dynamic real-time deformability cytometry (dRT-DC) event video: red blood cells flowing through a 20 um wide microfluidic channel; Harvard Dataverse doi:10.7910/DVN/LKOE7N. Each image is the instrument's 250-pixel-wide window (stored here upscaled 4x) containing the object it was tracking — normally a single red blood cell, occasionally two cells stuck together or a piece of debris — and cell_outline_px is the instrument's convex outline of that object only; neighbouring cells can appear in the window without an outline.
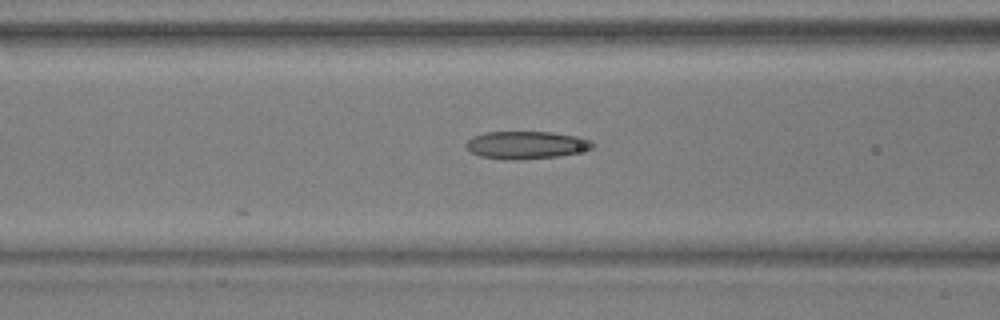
{"species": "common noctule bat (a hibernating species)", "species_latin": "Nyctalus noctula", "temperature_condition": "warm", "stored_images_in_passage": 52, "camera_frame_rate_fps": 3000, "um_per_image_px": 0.085, "animal": {"sex": "male", "body_mass_g": 17.9, "forearm_length_mm": 54.2}, "frame": {"image": 1, "passage_image": 21, "time_ms": 6.667, "image_size_px": [1000, 320], "cell_outline_px": [[592, 148], [576, 152], [556, 156], [520, 160], [504, 160], [480, 156], [472, 152], [464, 144], [472, 136], [484, 132], [552, 132], [580, 136], [592, 140]], "centroid_in_image_um": [44.7, 12.32], "position_along_channel_um": 121.9, "area_um2": 20.4}}
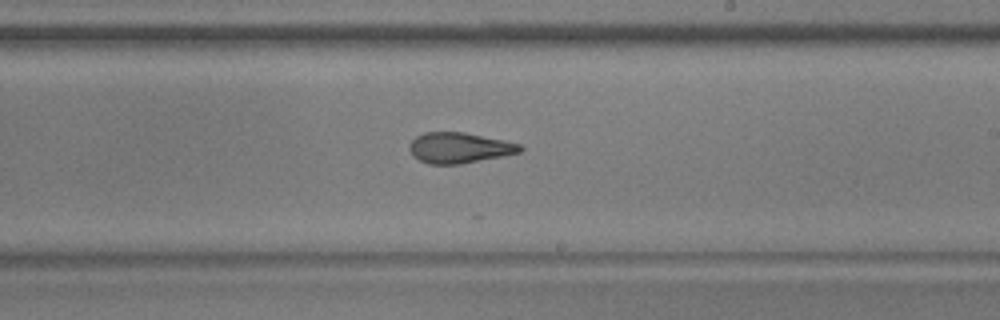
{"frame": {"image": 2, "passage_image": 31, "time_ms": 10.0, "image_size_px": [1000, 320], "cell_outline_px": [[524, 148], [520, 152], [460, 164], [428, 164], [412, 156], [408, 148], [408, 144], [416, 136], [424, 132], [464, 132], [504, 140], [520, 144]], "centroid_in_image_um": [38.99, 12.56], "position_along_channel_um": 250.0, "area_um2": 19.71}}
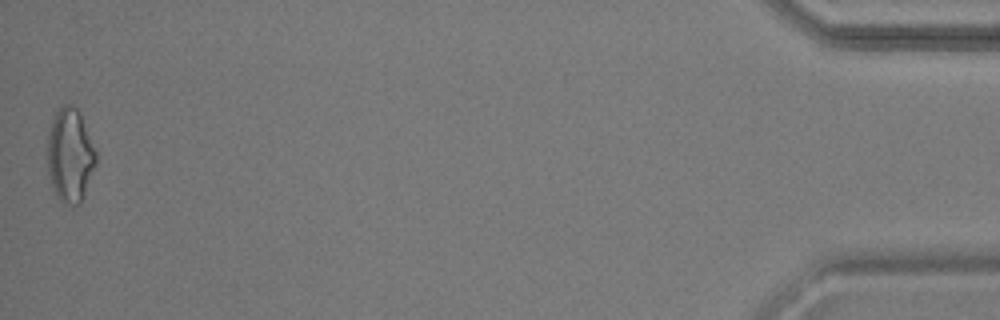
{"frame": {"image": 3, "passage_image": 52, "time_ms": 17.0, "image_size_px": [1000, 320], "cell_outline_px": [[96, 164], [84, 196], [80, 204], [68, 204], [60, 200], [56, 196], [52, 188], [48, 172], [48, 132], [52, 120], [56, 112], [64, 104], [72, 104], [80, 112], [96, 152]], "centroid_in_image_um": [5.95, 13.2], "position_along_channel_um": 429.2, "area_um2": 26.47}, "authors_computed_cell_mechanics": {"area_um2": 20.519, "velocity_mm_per_s": 3.847, "shape_relaxation_time_tau1_ms": 6.8032, "shape_relaxation_time_tau2_ms": 1.8059, "deformation_change_tau1": 0.2578, "deformation_change_tau2": 0.1118}}